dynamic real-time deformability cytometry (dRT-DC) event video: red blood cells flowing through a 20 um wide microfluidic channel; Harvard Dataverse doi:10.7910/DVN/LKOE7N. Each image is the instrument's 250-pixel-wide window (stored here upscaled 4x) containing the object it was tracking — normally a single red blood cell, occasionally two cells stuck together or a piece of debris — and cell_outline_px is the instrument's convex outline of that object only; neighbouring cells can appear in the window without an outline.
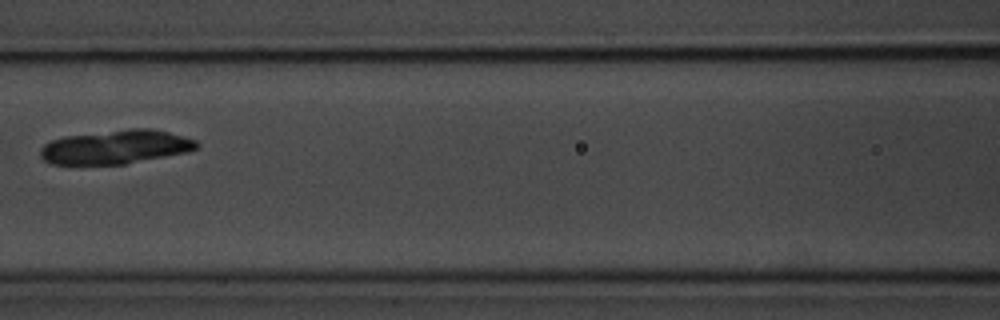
{"species": "common noctule bat (a hibernating species)", "species_latin": "Nyctalus noctula", "temperature_condition": "room temperature", "stored_images_in_passage": 7, "camera_frame_rate_fps": 3000, "um_per_image_px": 0.085, "animal": {"sex": "male", "body_mass_g": 20.1, "forearm_length_mm": 53.5}, "frame": {"image": 1, "passage_image": 7, "time_ms": 7.667, "image_size_px": [1000, 320], "cell_outline_px": [[200, 144], [196, 148], [188, 152], [124, 164], [52, 164], [44, 160], [40, 156], [40, 148], [44, 144], [52, 140], [64, 136], [132, 128], [152, 128], [168, 132], [196, 140]], "centroid_in_image_um": [9.83, 12.49], "position_along_channel_um": 156.8, "area_um2": 30.81}}